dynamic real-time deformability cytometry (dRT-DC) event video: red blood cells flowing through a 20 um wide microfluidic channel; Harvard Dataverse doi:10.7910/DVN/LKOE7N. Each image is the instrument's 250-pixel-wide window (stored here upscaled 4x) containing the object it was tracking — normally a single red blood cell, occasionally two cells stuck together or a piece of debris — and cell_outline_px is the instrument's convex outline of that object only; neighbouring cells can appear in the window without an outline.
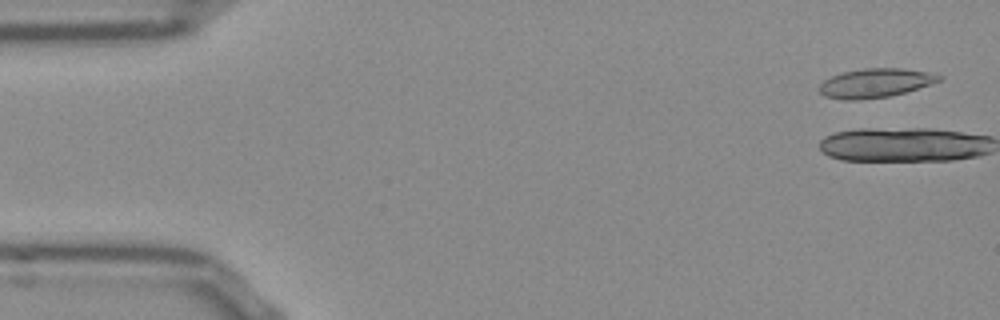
{"species": "Egyptian fruit bat (a non-hibernating species)", "species_latin": "Rousettus aegyptiacus", "temperature_condition": "room temperature", "stored_images_in_passage": 3, "camera_frame_rate_fps": 3000, "um_per_image_px": 0.085, "frame": {"image": 1, "passage_image": 2, "time_ms": 0.333, "image_size_px": [1000, 320], "cell_outline_px": [[944, 76], [940, 80], [904, 92], [888, 96], [856, 100], [844, 100], [824, 96], [816, 88], [824, 80], [832, 76], [844, 72], [864, 68], [904, 68], [928, 72]], "centroid_in_image_um": [74.35, 7.05], "position_along_channel_um": 10.7, "area_um2": 20.06}}